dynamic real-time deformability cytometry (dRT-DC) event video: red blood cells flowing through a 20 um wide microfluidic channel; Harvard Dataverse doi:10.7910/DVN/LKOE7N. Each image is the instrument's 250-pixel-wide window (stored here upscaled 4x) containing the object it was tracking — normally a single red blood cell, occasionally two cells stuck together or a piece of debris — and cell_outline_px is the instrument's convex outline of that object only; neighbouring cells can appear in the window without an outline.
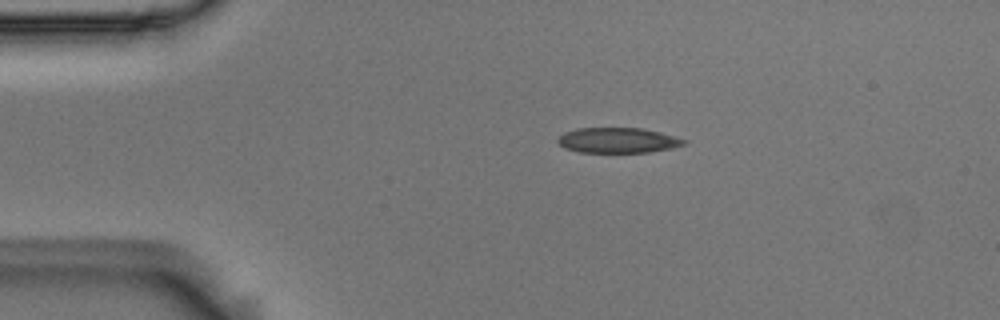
{"species": "Egyptian fruit bat (a non-hibernating species)", "species_latin": "Rousettus aegyptiacus", "temperature_condition": "room temperature", "stored_images_in_passage": 2, "camera_frame_rate_fps": 3000, "um_per_image_px": 0.085, "animal": {"sex": "male"}, "frame": {"image": 1, "passage_image": 1, "time_ms": 0.0, "image_size_px": [1000, 320], "cell_outline_px": [[688, 140], [684, 144], [672, 148], [648, 152], [580, 152], [564, 148], [556, 140], [564, 132], [576, 128], [640, 128], [660, 132]], "centroid_in_image_um": [52.5, 11.92], "position_along_channel_um": 32.5, "area_um2": 18.5}}